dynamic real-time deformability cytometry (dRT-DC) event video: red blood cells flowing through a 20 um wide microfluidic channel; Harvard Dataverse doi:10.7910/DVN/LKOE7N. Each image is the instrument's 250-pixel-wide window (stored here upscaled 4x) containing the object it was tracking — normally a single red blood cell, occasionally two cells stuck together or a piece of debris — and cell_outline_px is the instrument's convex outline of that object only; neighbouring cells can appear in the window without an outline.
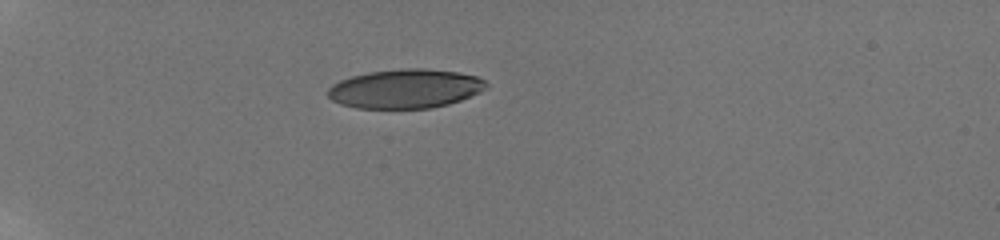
{"species": "human", "species_latin": "Homo sapiens", "temperature_condition": "room temperature", "stored_images_in_passage": 25, "camera_frame_rate_fps": 3000, "um_per_image_px": 0.085, "donor": {"sex": "male"}, "frame": {"image": 1, "passage_image": 1, "time_ms": 0.0, "image_size_px": [1000, 240], "cell_outline_px": [[488, 88], [480, 92], [460, 100], [448, 104], [428, 108], [356, 108], [340, 104], [332, 100], [328, 96], [328, 88], [332, 84], [340, 80], [352, 76], [368, 72], [400, 68], [424, 68], [456, 72], [476, 76], [484, 80], [488, 84]], "centroid_in_image_um": [34.44, 7.53], "position_along_channel_um": 50.6, "area_um2": 36.13}}
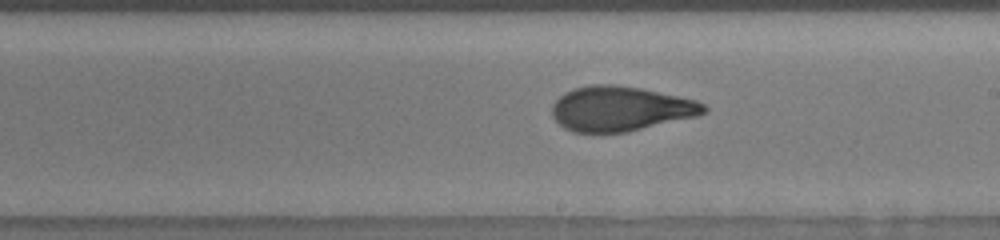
{"frame": {"image": 2, "passage_image": 11, "time_ms": 6.0, "image_size_px": [1000, 240], "cell_outline_px": [[708, 108], [704, 112], [696, 116], [628, 132], [572, 132], [564, 128], [552, 116], [552, 104], [564, 92], [572, 88], [592, 84], [612, 84], [640, 88], [696, 100], [704, 104]], "centroid_in_image_um": [52.7, 9.24], "position_along_channel_um": 236.3, "area_um2": 39.54}}
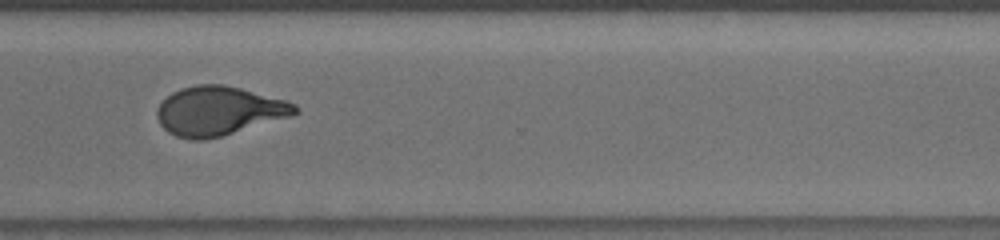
{"frame": {"image": 3, "passage_image": 18, "time_ms": 9.0, "image_size_px": [1000, 240], "cell_outline_px": [[300, 112], [292, 116], [220, 136], [204, 140], [188, 140], [176, 136], [168, 132], [160, 124], [156, 116], [156, 108], [172, 92], [180, 88], [196, 84], [224, 84], [240, 88], [284, 100], [296, 104], [300, 108]], "centroid_in_image_um": [18.58, 9.43], "position_along_channel_um": 352.0, "area_um2": 39.42}, "authors_computed_cell_mechanics": {"area_um2": 39.4196, "velocity_mm_per_s": 3.8708, "shape_relaxation_time_tau1_ms": 5.6859, "shape_relaxation_time_tau2_ms": 1.0407, "deformation_change_tau1": 0.2309, "deformation_change_tau2": 0.0724}}